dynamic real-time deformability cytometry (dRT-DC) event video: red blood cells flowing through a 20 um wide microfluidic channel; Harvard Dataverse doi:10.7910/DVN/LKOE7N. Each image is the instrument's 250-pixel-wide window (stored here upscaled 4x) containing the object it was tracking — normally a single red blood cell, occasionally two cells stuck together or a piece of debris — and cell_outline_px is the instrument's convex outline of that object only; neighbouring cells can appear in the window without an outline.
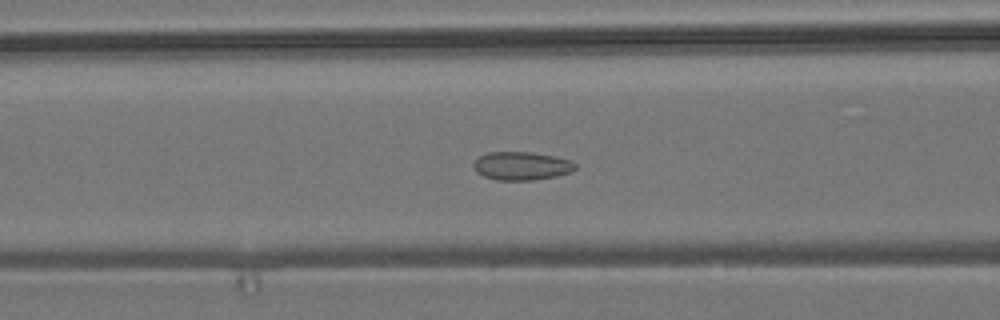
{"species": "common noctule bat (a hibernating species)", "species_latin": "Nyctalus noctula", "temperature_condition": "room temperature", "stored_images_in_passage": 47, "camera_frame_rate_fps": 3000, "um_per_image_px": 0.085, "animal": {"sex": "male", "body_mass_g": 19.2, "forearm_length_mm": 51.8}, "frame": {"image": 1, "passage_image": 22, "time_ms": 7.0, "image_size_px": [1000, 320], "cell_outline_px": [[576, 168], [572, 172], [556, 176], [532, 180], [496, 180], [484, 176], [476, 172], [472, 164], [480, 156], [488, 152], [528, 152], [556, 156], [572, 160], [576, 164]], "centroid_in_image_um": [44.35, 14.1], "position_along_channel_um": 122.2, "area_um2": 16.88}}
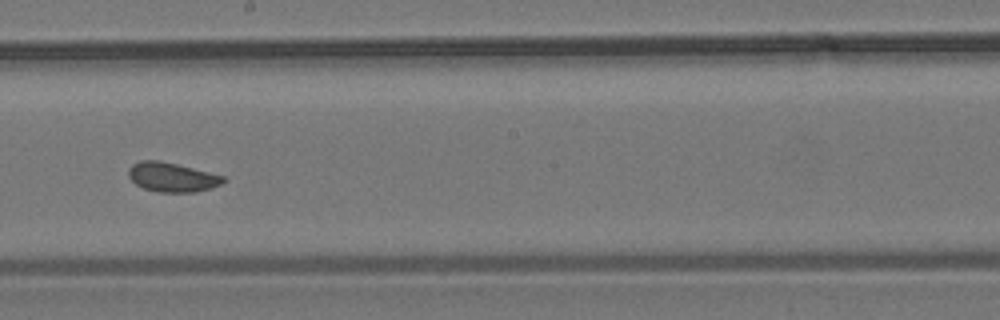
{"frame": {"image": 2, "passage_image": 31, "time_ms": 10.0, "image_size_px": [1000, 320], "cell_outline_px": [[228, 180], [212, 188], [196, 192], [156, 192], [144, 188], [136, 184], [128, 176], [128, 168], [132, 164], [140, 160], [160, 160], [224, 176]], "centroid_in_image_um": [14.61, 15.06], "position_along_channel_um": 233.6, "area_um2": 16.24}}
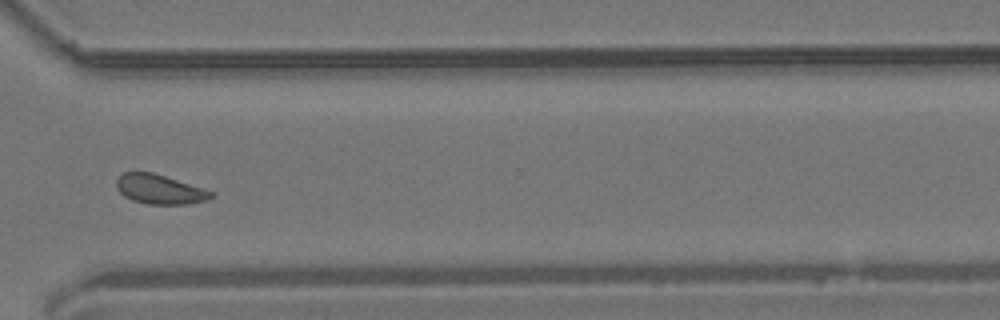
{"frame": {"image": 3, "passage_image": 41, "time_ms": 13.333, "image_size_px": [1000, 320], "cell_outline_px": [[216, 196], [208, 200], [188, 204], [148, 204], [132, 200], [124, 196], [116, 188], [116, 180], [124, 172], [152, 172], [204, 188], [212, 192]], "centroid_in_image_um": [13.59, 16.1], "position_along_channel_um": 357.0, "area_um2": 16.3}, "authors_computed_cell_mechanics": {"area_um2": 16.5886, "velocity_mm_per_s": 3.7171, "shape_relaxation_time_tau1_ms": null, "shape_relaxation_time_tau2_ms": 1.5385, "deformation_change_tau1": null, "deformation_change_tau2": 0.0627}}